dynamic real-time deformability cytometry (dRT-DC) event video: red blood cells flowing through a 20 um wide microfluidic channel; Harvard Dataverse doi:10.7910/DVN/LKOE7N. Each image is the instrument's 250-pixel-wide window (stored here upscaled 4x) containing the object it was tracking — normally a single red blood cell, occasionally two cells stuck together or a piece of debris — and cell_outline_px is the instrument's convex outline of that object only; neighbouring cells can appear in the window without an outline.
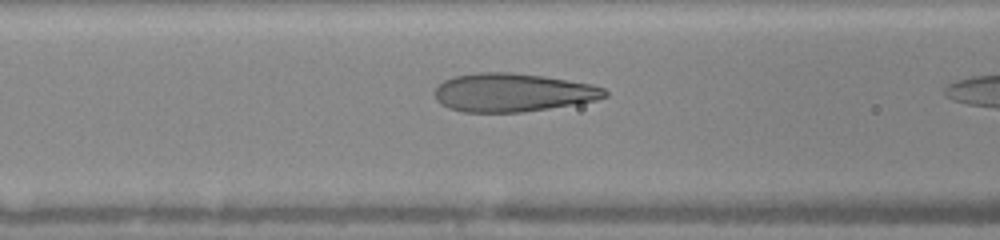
{"species": "human", "species_latin": "Homo sapiens", "temperature_condition": "warm", "stored_images_in_passage": 16, "camera_frame_rate_fps": 3000, "um_per_image_px": 0.085, "donor": {"sex": "female"}, "frame": {"image": 1, "passage_image": 14, "time_ms": 4.667, "image_size_px": [1000, 240], "cell_outline_px": [[608, 96], [596, 100], [548, 108], [520, 112], [464, 112], [448, 108], [440, 104], [436, 100], [436, 88], [444, 80], [456, 76], [476, 72], [512, 72], [544, 76], [592, 84], [604, 88], [608, 92]], "centroid_in_image_um": [43.58, 7.86], "position_along_channel_um": 123.0, "area_um2": 37.97}}